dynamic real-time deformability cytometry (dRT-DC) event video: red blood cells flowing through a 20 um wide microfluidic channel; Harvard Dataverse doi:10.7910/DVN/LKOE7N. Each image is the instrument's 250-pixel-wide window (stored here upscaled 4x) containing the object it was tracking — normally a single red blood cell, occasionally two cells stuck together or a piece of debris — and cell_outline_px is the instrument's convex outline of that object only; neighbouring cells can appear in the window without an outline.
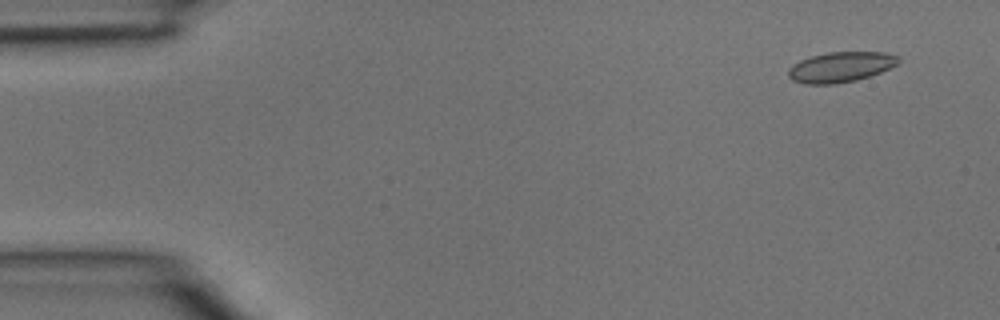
{"species": "common noctule bat (a hibernating species)", "species_latin": "Nyctalus noctula", "temperature_condition": "room temperature", "stored_images_in_passage": 3, "camera_frame_rate_fps": 3000, "um_per_image_px": 0.085, "animal": {"sex": "male", "body_mass_g": 15.6}, "frame": {"image": 1, "passage_image": 1, "time_ms": 0.0, "image_size_px": [1000, 320], "cell_outline_px": [[900, 60], [896, 64], [880, 72], [856, 80], [836, 84], [804, 84], [792, 80], [788, 76], [788, 68], [792, 64], [800, 60], [812, 56], [828, 52], [884, 52], [900, 56]], "centroid_in_image_um": [71.42, 5.7], "position_along_channel_um": 13.6, "area_um2": 19.42}}